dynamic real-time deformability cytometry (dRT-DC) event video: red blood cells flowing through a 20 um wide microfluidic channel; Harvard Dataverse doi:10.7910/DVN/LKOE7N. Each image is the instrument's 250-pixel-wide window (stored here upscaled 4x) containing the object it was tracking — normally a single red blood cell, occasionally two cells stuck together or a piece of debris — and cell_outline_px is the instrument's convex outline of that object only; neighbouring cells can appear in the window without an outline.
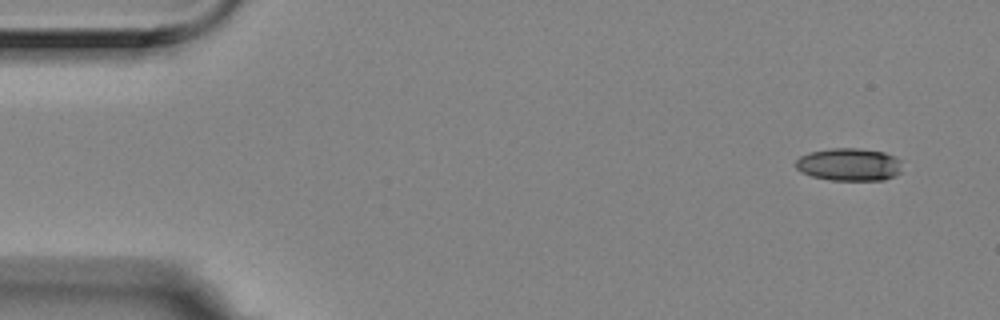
{"species": "Egyptian fruit bat (a non-hibernating species)", "species_latin": "Rousettus aegyptiacus", "temperature_condition": "room temperature", "stored_images_in_passage": 10, "camera_frame_rate_fps": 3000, "um_per_image_px": 0.085, "animal": {"sex": "female"}, "frame": {"image": 1, "passage_image": 1, "time_ms": 0.0, "image_size_px": [1000, 320], "cell_outline_px": [[900, 172], [896, 176], [884, 180], [832, 180], [812, 176], [800, 172], [796, 168], [796, 160], [800, 156], [808, 152], [832, 148], [860, 148], [884, 152], [900, 160]], "centroid_in_image_um": [72.16, 13.98], "position_along_channel_um": 12.8, "area_um2": 20.35}}
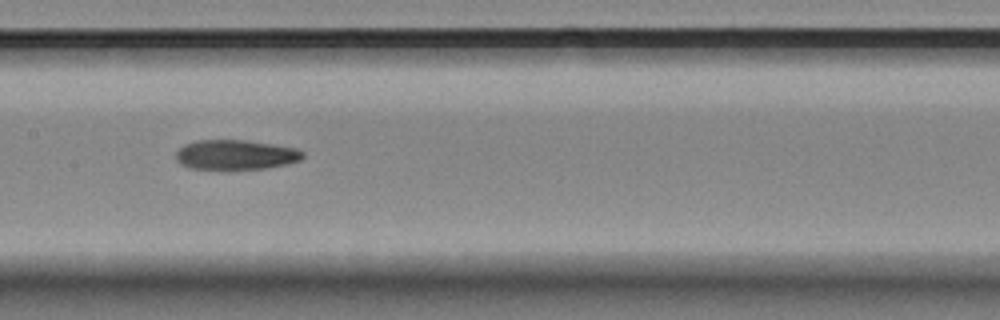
{"frame": {"image": 2, "passage_image": 7, "time_ms": 2.0, "image_size_px": [1000, 320], "cell_outline_px": [[304, 156], [300, 160], [284, 164], [264, 168], [192, 168], [176, 160], [176, 152], [184, 144], [196, 140], [244, 140], [272, 144], [296, 148], [304, 152]], "centroid_in_image_um": [20.03, 13.13], "position_along_channel_um": 187.4, "area_um2": 21.5}}
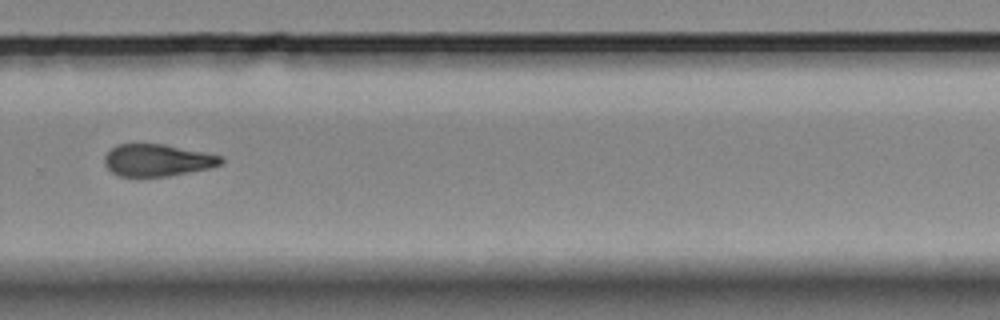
{"frame": {"image": 3, "passage_image": 10, "time_ms": 3.0, "image_size_px": [1000, 320], "cell_outline_px": [[224, 160], [220, 164], [208, 168], [168, 176], [120, 176], [112, 172], [104, 164], [104, 156], [116, 144], [164, 144], [220, 156]], "centroid_in_image_um": [13.32, 13.61], "position_along_channel_um": 316.5, "area_um2": 21.39}}